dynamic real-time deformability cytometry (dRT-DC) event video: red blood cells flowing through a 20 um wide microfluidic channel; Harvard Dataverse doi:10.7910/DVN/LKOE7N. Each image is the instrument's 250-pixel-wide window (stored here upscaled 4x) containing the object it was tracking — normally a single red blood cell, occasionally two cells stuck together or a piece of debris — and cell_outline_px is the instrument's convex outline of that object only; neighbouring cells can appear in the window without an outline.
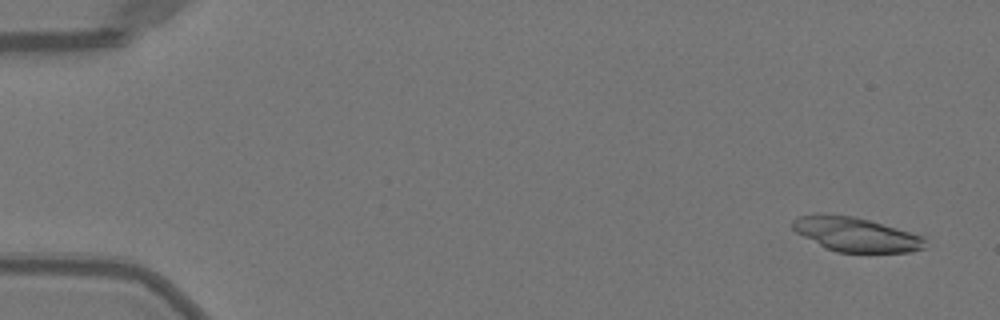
{"species": "Egyptian fruit bat (a non-hibernating species)", "species_latin": "Rousettus aegyptiacus", "temperature_condition": "warm", "stored_images_in_passage": 27, "camera_frame_rate_fps": 3000, "um_per_image_px": 0.085, "animal": {"sex": "female"}, "frame": {"image": 1, "passage_image": 3, "time_ms": 0.667, "image_size_px": [1000, 320], "cell_outline_px": [[928, 248], [912, 252], [836, 252], [824, 248], [796, 232], [792, 228], [792, 220], [796, 216], [816, 212], [828, 212], [856, 216], [924, 236]], "centroid_in_image_um": [72.71, 19.9], "position_along_channel_um": 12.3, "area_um2": 27.22}}
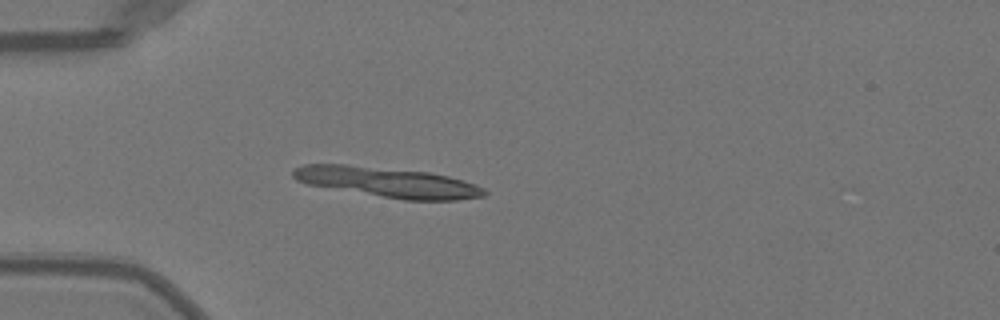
{"frame": {"image": 2, "passage_image": 15, "time_ms": 4.667, "image_size_px": [1000, 320], "cell_outline_px": [[488, 192], [484, 196], [456, 200], [404, 200], [308, 184], [296, 180], [292, 176], [292, 172], [296, 168], [304, 164], [344, 164], [428, 172], [448, 176], [484, 188]], "centroid_in_image_um": [32.95, 15.49], "position_along_channel_um": 52.1, "area_um2": 33.06}}